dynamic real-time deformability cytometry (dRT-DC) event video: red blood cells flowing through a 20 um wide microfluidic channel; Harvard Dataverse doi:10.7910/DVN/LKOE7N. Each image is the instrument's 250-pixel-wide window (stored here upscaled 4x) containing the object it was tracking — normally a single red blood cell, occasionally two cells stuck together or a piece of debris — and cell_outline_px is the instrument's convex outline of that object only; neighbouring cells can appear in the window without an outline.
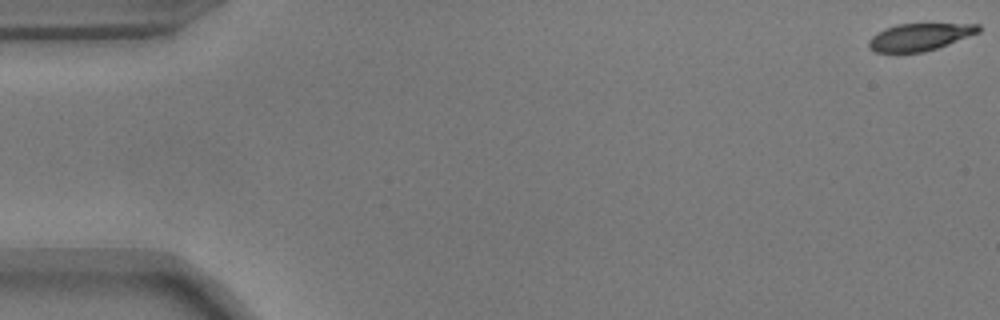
{"species": "common noctule bat (a hibernating species)", "species_latin": "Nyctalus noctula", "temperature_condition": "warm", "stored_images_in_passage": 17, "camera_frame_rate_fps": 3000, "um_per_image_px": 0.085, "animal": {"sex": "male", "body_mass_g": 17.9}, "frame": {"image": 1, "passage_image": 1, "time_ms": 0.0, "image_size_px": [1000, 320], "cell_outline_px": [[980, 32], [948, 44], [924, 52], [876, 52], [868, 48], [868, 40], [876, 32], [896, 24], [980, 24]], "centroid_in_image_um": [78.14, 3.14], "position_along_channel_um": 6.9, "area_um2": 17.34}}
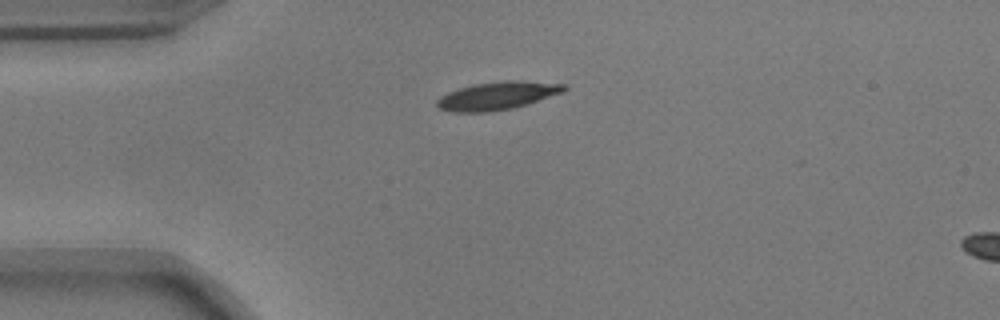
{"frame": {"image": 2, "passage_image": 14, "time_ms": 4.333, "image_size_px": [1000, 320], "cell_outline_px": [[568, 88], [564, 92], [512, 108], [484, 112], [456, 112], [436, 108], [436, 100], [440, 96], [448, 92], [472, 84], [504, 80], [520, 80], [568, 84]], "centroid_in_image_um": [42.28, 8.12], "position_along_channel_um": 42.7, "area_um2": 20.81}}